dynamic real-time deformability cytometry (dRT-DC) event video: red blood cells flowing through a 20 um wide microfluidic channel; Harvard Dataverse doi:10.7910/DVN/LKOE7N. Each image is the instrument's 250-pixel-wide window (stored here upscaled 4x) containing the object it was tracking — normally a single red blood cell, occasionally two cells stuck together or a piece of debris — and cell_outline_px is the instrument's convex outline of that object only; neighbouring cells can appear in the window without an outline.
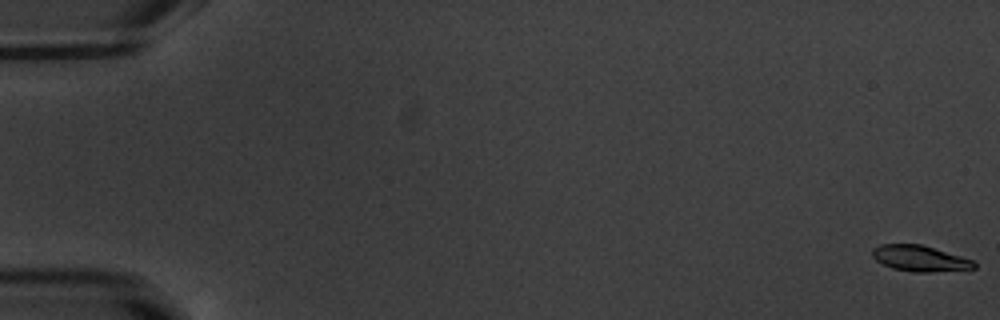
{"species": "common noctule bat (a hibernating species)", "species_latin": "Nyctalus noctula", "temperature_condition": "warm", "stored_images_in_passage": 15, "camera_frame_rate_fps": 3000, "um_per_image_px": 0.085, "animal": {"sex": "male", "body_mass_g": 20.1, "forearm_length_mm": 53.5}, "frame": {"image": 1, "passage_image": 1, "time_ms": 0.0, "image_size_px": [1000, 320], "cell_outline_px": [[976, 268], [932, 272], [912, 272], [892, 268], [876, 260], [872, 256], [872, 248], [880, 244], [920, 244], [976, 260]], "centroid_in_image_um": [78.21, 21.96], "position_along_channel_um": 6.8, "area_um2": 15.43}}